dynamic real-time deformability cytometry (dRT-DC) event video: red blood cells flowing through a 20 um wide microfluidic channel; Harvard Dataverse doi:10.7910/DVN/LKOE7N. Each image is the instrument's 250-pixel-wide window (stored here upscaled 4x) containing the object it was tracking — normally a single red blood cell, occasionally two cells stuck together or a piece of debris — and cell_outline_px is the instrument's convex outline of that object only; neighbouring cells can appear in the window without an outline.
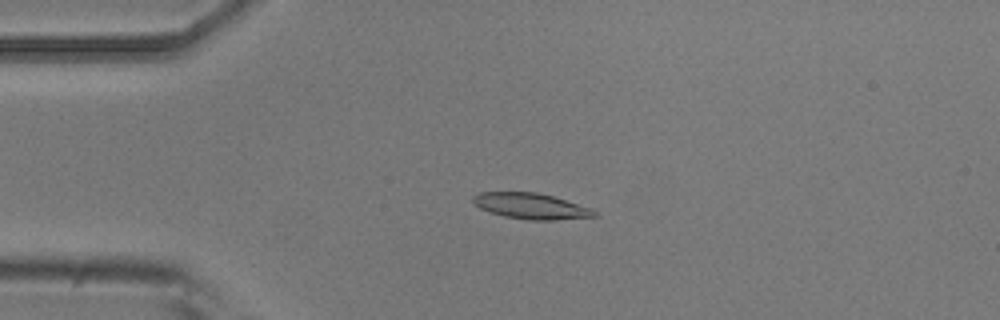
{"species": "common noctule bat (a hibernating species)", "species_latin": "Nyctalus noctula", "temperature_condition": "room temperature", "stored_images_in_passage": 4, "camera_frame_rate_fps": 3000, "um_per_image_px": 0.085, "animal": {"sex": "male", "body_mass_g": 20.5, "forearm_length_mm": 52.5}, "frame": {"image": 1, "passage_image": 3, "time_ms": 3.333, "image_size_px": [1000, 320], "cell_outline_px": [[600, 216], [556, 220], [528, 220], [504, 216], [480, 208], [472, 200], [472, 196], [476, 192], [536, 192], [552, 196], [592, 208]], "centroid_in_image_um": [45.15, 17.52], "position_along_channel_um": 39.8, "area_um2": 18.26}}